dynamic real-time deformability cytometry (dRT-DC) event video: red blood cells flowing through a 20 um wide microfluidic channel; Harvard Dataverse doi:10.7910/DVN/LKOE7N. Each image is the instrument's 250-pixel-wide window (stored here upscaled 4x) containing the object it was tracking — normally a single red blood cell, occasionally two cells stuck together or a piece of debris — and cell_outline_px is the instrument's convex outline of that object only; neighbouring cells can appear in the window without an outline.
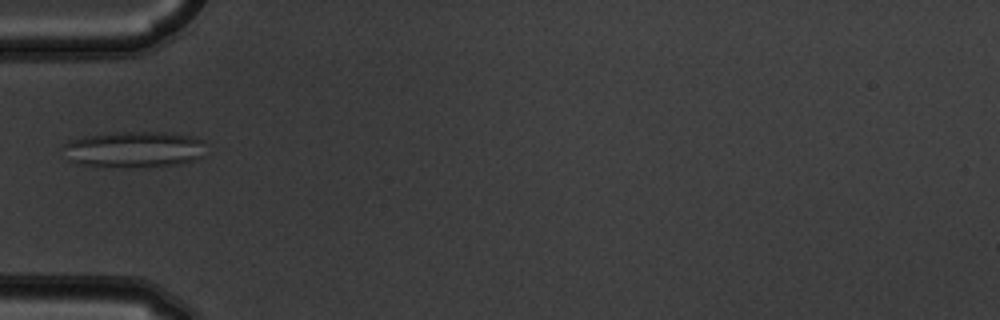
{"species": "common noctule bat (a hibernating species)", "species_latin": "Nyctalus noctula", "temperature_condition": "warm", "stored_images_in_passage": 6, "camera_frame_rate_fps": 3000, "um_per_image_px": 0.085, "animal": {"sex": "male", "body_mass_g": 19.5, "forearm_length_mm": 54.6}, "frame": {"image": 1, "passage_image": 5, "time_ms": 1.333, "image_size_px": [1000, 320], "cell_outline_px": [[204, 156], [192, 160], [176, 164], [144, 168], [124, 168], [76, 164], [68, 160], [64, 144], [68, 140], [84, 136], [112, 132], [172, 132], [192, 136], [204, 140]], "centroid_in_image_um": [11.4, 12.7], "position_along_channel_um": 73.6, "area_um2": 30.69}}
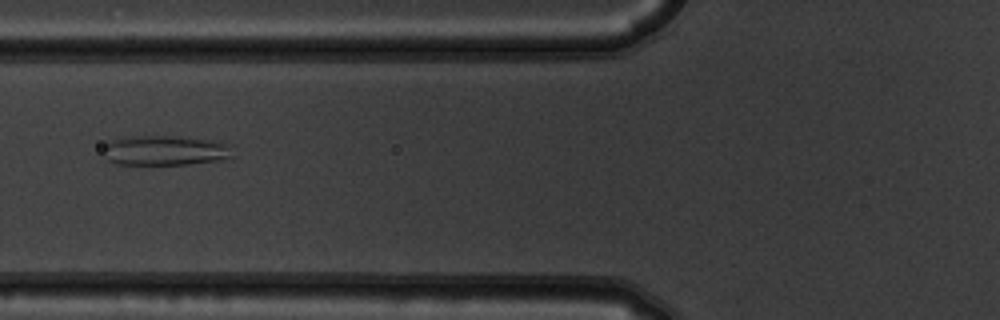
{"frame": {"image": 2, "passage_image": 6, "time_ms": 1.667, "image_size_px": [1000, 320], "cell_outline_px": [[236, 156], [216, 160], [188, 164], [116, 164], [108, 160], [100, 152], [104, 144], [112, 140], [124, 136], [188, 136], [232, 144]], "centroid_in_image_um": [14.03, 12.77], "position_along_channel_um": 111.8, "area_um2": 23.12}}